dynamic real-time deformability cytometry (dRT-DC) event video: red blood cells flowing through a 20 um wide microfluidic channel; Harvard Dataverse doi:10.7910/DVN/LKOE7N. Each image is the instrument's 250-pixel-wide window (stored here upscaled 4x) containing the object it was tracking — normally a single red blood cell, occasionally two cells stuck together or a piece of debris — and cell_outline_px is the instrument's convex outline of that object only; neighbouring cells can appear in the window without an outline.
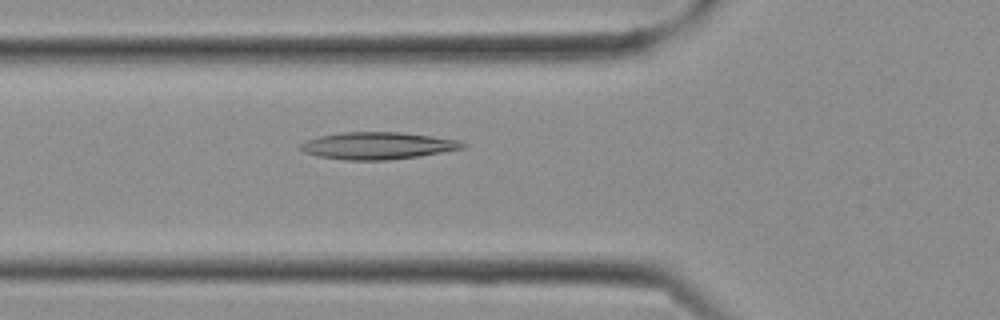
{"species": "Egyptian fruit bat (a non-hibernating species)", "species_latin": "Rousettus aegyptiacus", "temperature_condition": "cold", "stored_images_in_passage": 9, "camera_frame_rate_fps": 3000, "um_per_image_px": 0.085, "frame": {"image": 1, "passage_image": 4, "time_ms": 1.0, "image_size_px": [1000, 320], "cell_outline_px": [[448, 148], [408, 156], [332, 156], [336, 136], [416, 136], [436, 140]], "centroid_in_image_um": [32.66, 12.4], "position_along_channel_um": 93.1, "area_um2": 14.33}}
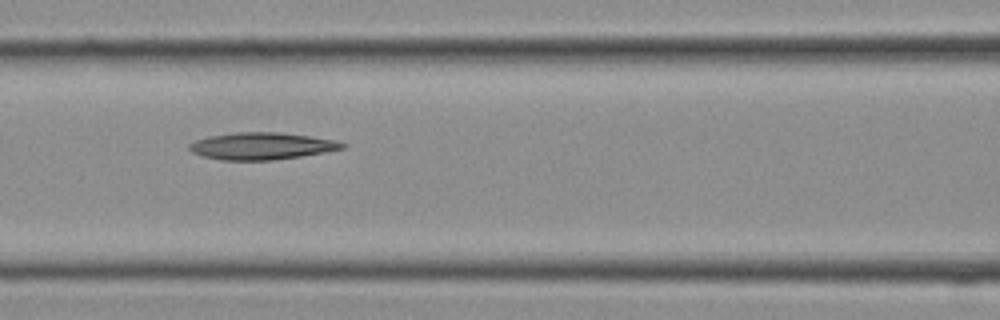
{"frame": {"image": 2, "passage_image": 6, "time_ms": 1.667, "image_size_px": [1000, 320], "cell_outline_px": [[336, 148], [292, 156], [252, 160], [212, 156], [204, 152], [216, 140], [224, 136], [296, 136], [320, 140], [336, 144]], "centroid_in_image_um": [22.57, 12.49], "position_along_channel_um": 144.0, "area_um2": 16.82}}
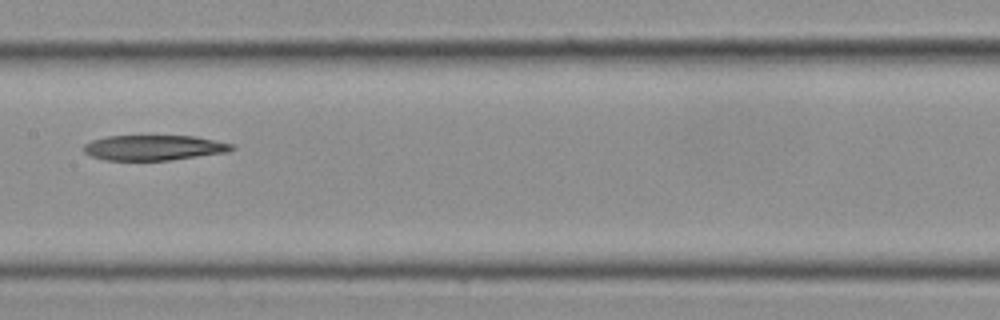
{"frame": {"image": 3, "passage_image": 8, "time_ms": 2.333, "image_size_px": [1000, 320], "cell_outline_px": [[228, 148], [208, 152], [184, 156], [156, 160], [120, 160], [104, 156], [108, 140], [124, 136], [180, 136], [204, 140], [220, 144]], "centroid_in_image_um": [13.36, 12.54], "position_along_channel_um": 194.0, "area_um2": 16.18}}